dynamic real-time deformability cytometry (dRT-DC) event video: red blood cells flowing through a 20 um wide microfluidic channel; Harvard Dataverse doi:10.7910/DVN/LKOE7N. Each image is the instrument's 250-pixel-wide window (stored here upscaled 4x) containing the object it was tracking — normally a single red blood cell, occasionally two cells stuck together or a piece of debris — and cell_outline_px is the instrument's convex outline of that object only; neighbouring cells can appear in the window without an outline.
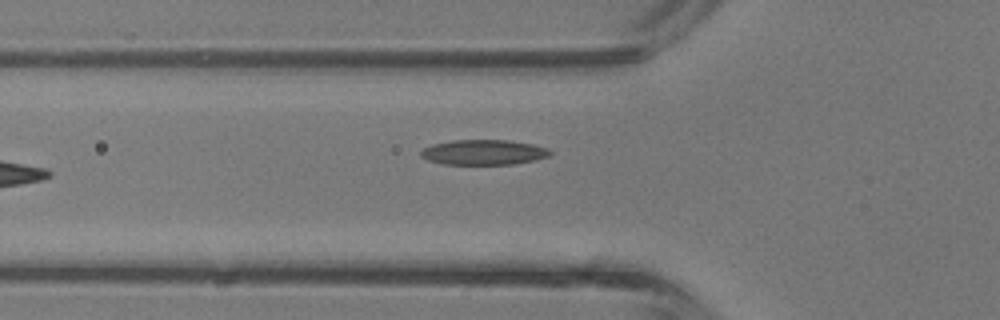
{"species": "common noctule bat (a hibernating species)", "species_latin": "Nyctalus noctula", "temperature_condition": "room temperature", "stored_images_in_passage": 5, "camera_frame_rate_fps": 3000, "um_per_image_px": 0.085, "animal": {"sex": "male", "body_mass_g": 13.3}, "frame": {"image": 1, "passage_image": 5, "time_ms": 1.333, "image_size_px": [1000, 320], "cell_outline_px": [[552, 152], [548, 156], [536, 160], [512, 164], [444, 164], [428, 160], [420, 156], [420, 152], [424, 148], [432, 144], [452, 140], [508, 140], [532, 144], [548, 148]], "centroid_in_image_um": [41.1, 12.94], "position_along_channel_um": 84.7, "area_um2": 18.9}}